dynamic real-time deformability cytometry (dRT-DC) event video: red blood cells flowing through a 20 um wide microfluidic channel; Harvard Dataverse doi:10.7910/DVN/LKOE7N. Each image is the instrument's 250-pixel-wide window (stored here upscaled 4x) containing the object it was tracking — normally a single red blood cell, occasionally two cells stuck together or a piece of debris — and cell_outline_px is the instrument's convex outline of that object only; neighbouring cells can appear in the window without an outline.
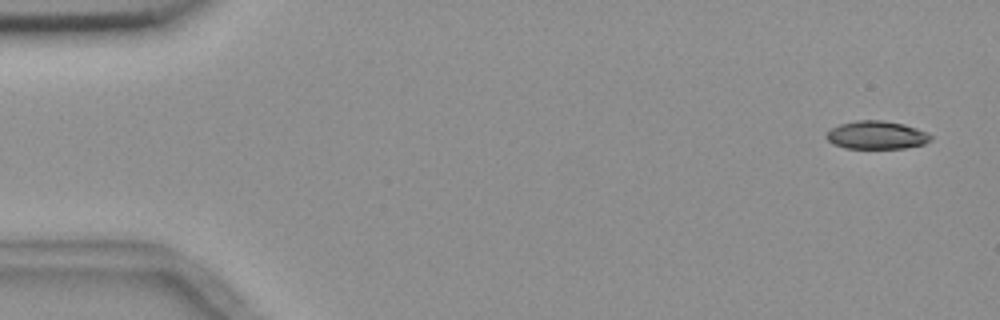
{"species": "common noctule bat (a hibernating species)", "species_latin": "Nyctalus noctula", "temperature_condition": "room temperature", "stored_images_in_passage": 5, "camera_frame_rate_fps": 3000, "um_per_image_px": 0.085, "animal": {"sex": "female", "body_mass_g": 18.4}, "frame": {"image": 1, "passage_image": 1, "time_ms": 0.0, "image_size_px": [1000, 320], "cell_outline_px": [[932, 140], [924, 144], [904, 148], [844, 148], [832, 144], [824, 136], [832, 128], [840, 124], [856, 120], [880, 120], [904, 124], [916, 128], [932, 136]], "centroid_in_image_um": [74.48, 11.48], "position_along_channel_um": 10.5, "area_um2": 17.05}}
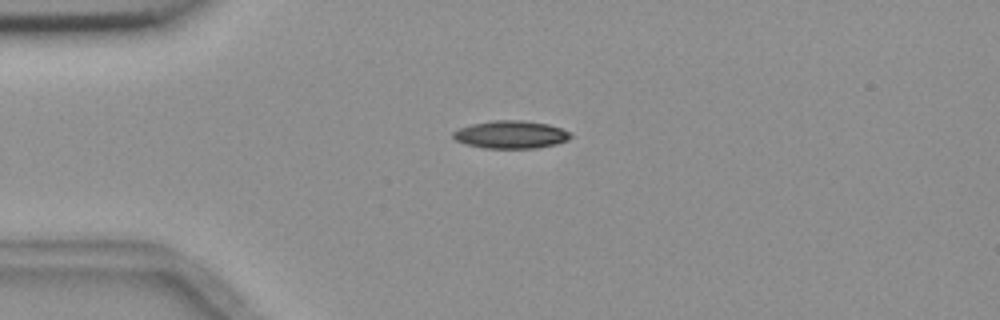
{"frame": {"image": 2, "passage_image": 4, "time_ms": 3.667, "image_size_px": [1000, 320], "cell_outline_px": [[572, 136], [568, 140], [556, 144], [536, 148], [484, 148], [468, 144], [456, 140], [452, 136], [452, 132], [460, 128], [472, 124], [492, 120], [524, 120], [548, 124], [572, 132]], "centroid_in_image_um": [43.46, 11.43], "position_along_channel_um": 41.5, "area_um2": 19.02}}